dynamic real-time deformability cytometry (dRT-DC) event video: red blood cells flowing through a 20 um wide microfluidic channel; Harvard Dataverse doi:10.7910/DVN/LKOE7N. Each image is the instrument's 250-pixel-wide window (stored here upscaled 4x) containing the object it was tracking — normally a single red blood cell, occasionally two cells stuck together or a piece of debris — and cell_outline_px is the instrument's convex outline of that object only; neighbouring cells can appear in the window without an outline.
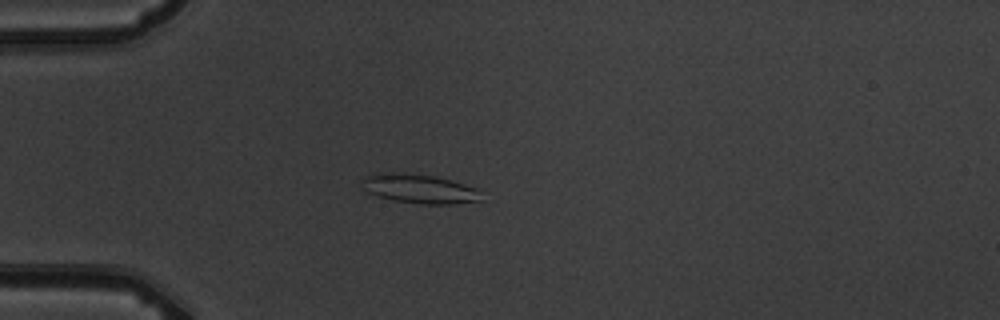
{"species": "common noctule bat (a hibernating species)", "species_latin": "Nyctalus noctula", "temperature_condition": "warm", "stored_images_in_passage": 3, "camera_frame_rate_fps": 3000, "um_per_image_px": 0.085, "animal": {"sex": "male", "body_mass_g": 19.5, "forearm_length_mm": 54.6}, "frame": {"image": 1, "passage_image": 3, "time_ms": 2.333, "image_size_px": [1000, 320], "cell_outline_px": [[480, 200], [452, 204], [420, 204], [392, 200], [368, 192], [360, 188], [360, 184], [372, 172], [396, 172], [436, 176], [452, 180], [480, 188]], "centroid_in_image_um": [35.64, 16.03], "position_along_channel_um": 49.4, "area_um2": 20.52}}